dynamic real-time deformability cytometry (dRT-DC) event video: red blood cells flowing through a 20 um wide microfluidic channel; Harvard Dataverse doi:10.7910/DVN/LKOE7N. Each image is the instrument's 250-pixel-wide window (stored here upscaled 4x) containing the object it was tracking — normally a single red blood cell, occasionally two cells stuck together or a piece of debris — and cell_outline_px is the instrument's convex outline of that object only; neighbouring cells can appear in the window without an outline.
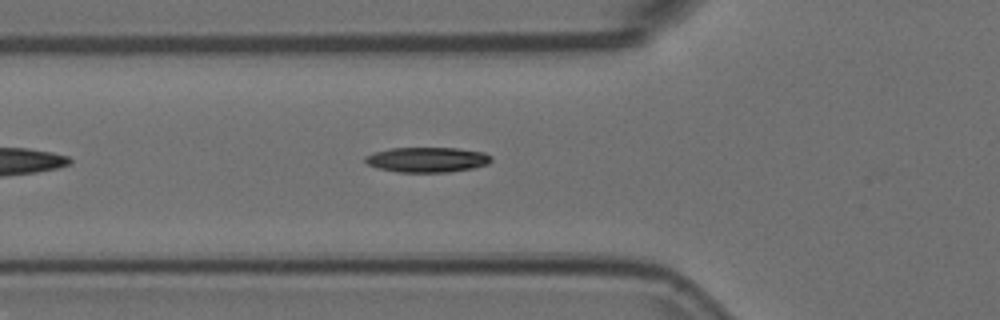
{"species": "Egyptian fruit bat (a non-hibernating species)", "species_latin": "Rousettus aegyptiacus", "temperature_condition": "room temperature", "stored_images_in_passage": 39, "camera_frame_rate_fps": 3000, "um_per_image_px": 0.085, "animal": {"sex": "female"}, "frame": {"image": 1, "passage_image": 7, "time_ms": 2.0, "image_size_px": [1000, 320], "cell_outline_px": [[492, 160], [488, 164], [476, 168], [448, 172], [396, 172], [376, 168], [368, 164], [364, 160], [364, 156], [376, 152], [392, 148], [456, 148], [484, 152], [492, 156]], "centroid_in_image_um": [36.33, 13.58], "position_along_channel_um": 89.5, "area_um2": 18.55}}
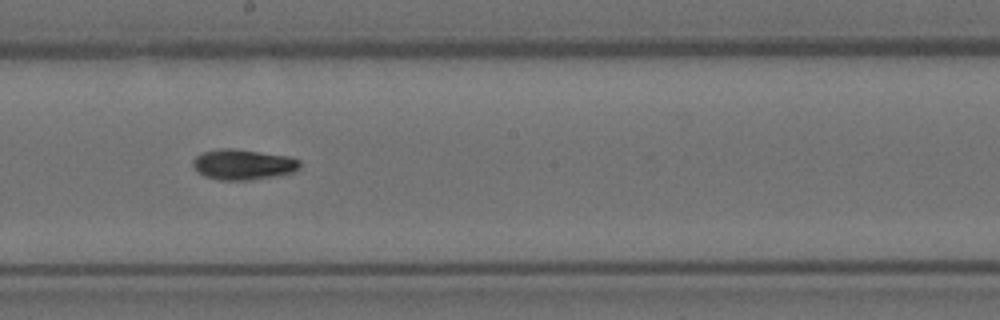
{"frame": {"image": 2, "passage_image": 18, "time_ms": 5.667, "image_size_px": [1000, 320], "cell_outline_px": [[300, 168], [292, 172], [252, 180], [220, 180], [204, 176], [192, 164], [192, 160], [196, 156], [204, 152], [220, 148], [232, 148], [288, 156], [300, 160]], "centroid_in_image_um": [20.66, 13.98], "position_along_channel_um": 227.5, "area_um2": 18.79}}
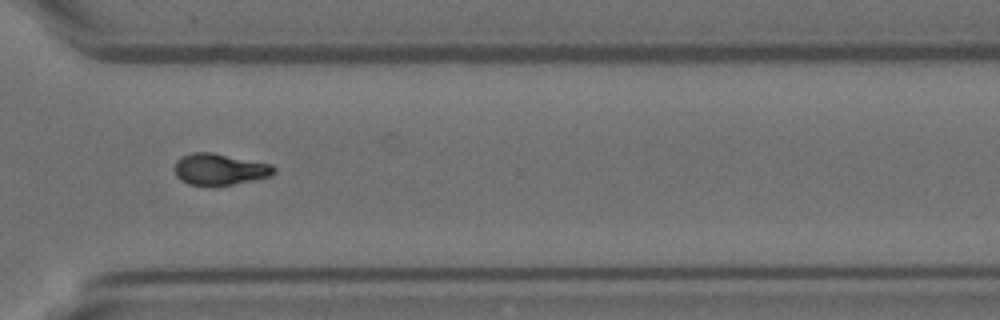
{"frame": {"image": 3, "passage_image": 28, "time_ms": 9.0, "image_size_px": [1000, 320], "cell_outline_px": [[276, 172], [272, 176], [232, 184], [188, 184], [180, 180], [176, 176], [176, 160], [180, 156], [192, 152], [212, 152], [272, 164], [276, 168]], "centroid_in_image_um": [18.69, 14.36], "position_along_channel_um": 351.9, "area_um2": 18.03}}